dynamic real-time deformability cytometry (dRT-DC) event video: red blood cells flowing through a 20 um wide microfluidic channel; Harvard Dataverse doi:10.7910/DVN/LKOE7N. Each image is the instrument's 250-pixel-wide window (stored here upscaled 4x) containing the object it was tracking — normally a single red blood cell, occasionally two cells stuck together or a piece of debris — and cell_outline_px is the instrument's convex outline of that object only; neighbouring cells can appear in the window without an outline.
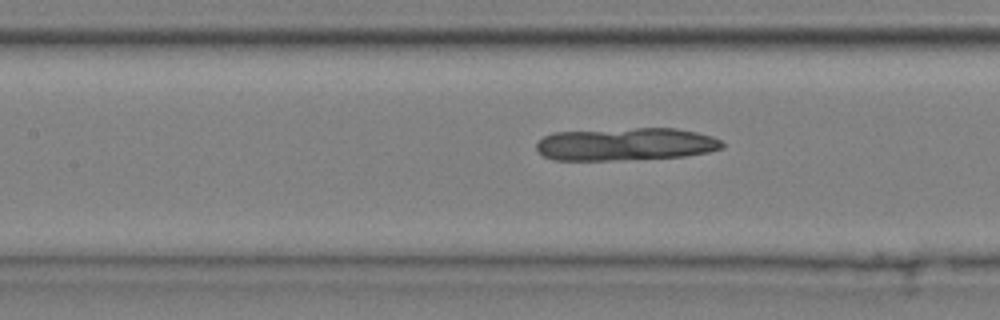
{"species": "common noctule bat (a hibernating species)", "species_latin": "Nyctalus noctula", "temperature_condition": "cold", "stored_images_in_passage": 29, "camera_frame_rate_fps": 3000, "um_per_image_px": 0.085, "animal": {"sex": "male", "body_mass_g": 20.4}, "frame": {"image": 1, "passage_image": 13, "time_ms": 4.0, "image_size_px": [1000, 320], "cell_outline_px": [[724, 148], [708, 152], [684, 156], [612, 160], [552, 160], [544, 156], [536, 148], [536, 144], [544, 136], [552, 132], [636, 128], [676, 128], [696, 132], [712, 136], [720, 140], [724, 144]], "centroid_in_image_um": [53.18, 12.25], "position_along_channel_um": 154.2, "area_um2": 35.43}}
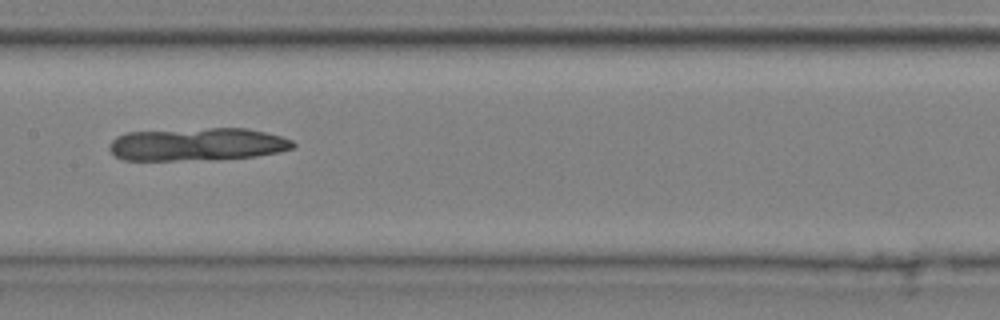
{"frame": {"image": 2, "passage_image": 16, "time_ms": 5.0, "image_size_px": [1000, 320], "cell_outline_px": [[296, 144], [292, 148], [280, 152], [256, 156], [176, 160], [124, 160], [116, 156], [108, 148], [108, 144], [116, 136], [124, 132], [208, 128], [248, 128], [280, 136], [292, 140]], "centroid_in_image_um": [16.73, 12.25], "position_along_channel_um": 190.7, "area_um2": 34.97}}